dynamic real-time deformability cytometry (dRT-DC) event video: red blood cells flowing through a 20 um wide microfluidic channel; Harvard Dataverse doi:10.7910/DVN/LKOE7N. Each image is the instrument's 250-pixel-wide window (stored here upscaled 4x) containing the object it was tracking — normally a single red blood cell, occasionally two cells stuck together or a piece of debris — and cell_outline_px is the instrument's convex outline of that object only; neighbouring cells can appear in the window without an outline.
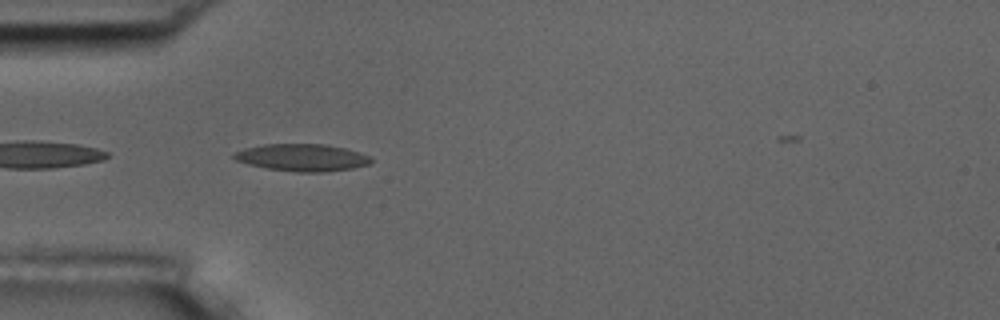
{"species": "common noctule bat (a hibernating species)", "species_latin": "Nyctalus noctula", "temperature_condition": "room temperature", "stored_images_in_passage": 20, "camera_frame_rate_fps": 3000, "um_per_image_px": 0.085, "animal": {"sex": "male", "body_mass_g": 17.5, "forearm_length_mm": 52.3}, "frame": {"image": 1, "passage_image": 1, "time_ms": 0.0, "image_size_px": [1000, 320], "cell_outline_px": [[372, 164], [352, 168], [324, 172], [296, 172], [268, 168], [248, 164], [236, 160], [232, 156], [236, 152], [244, 148], [264, 144], [328, 144], [360, 152], [372, 156]], "centroid_in_image_um": [25.73, 13.39], "position_along_channel_um": 59.3, "area_um2": 21.79}}
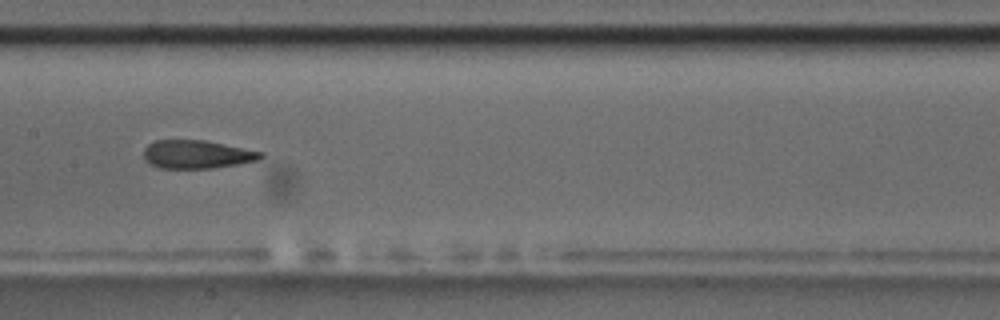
{"frame": {"image": 2, "passage_image": 12, "time_ms": 3.667, "image_size_px": [1000, 320], "cell_outline_px": [[264, 156], [260, 160], [212, 168], [160, 168], [144, 160], [144, 148], [148, 144], [156, 140], [204, 140], [264, 152]], "centroid_in_image_um": [16.74, 13.12], "position_along_channel_um": 190.7, "area_um2": 19.25}}